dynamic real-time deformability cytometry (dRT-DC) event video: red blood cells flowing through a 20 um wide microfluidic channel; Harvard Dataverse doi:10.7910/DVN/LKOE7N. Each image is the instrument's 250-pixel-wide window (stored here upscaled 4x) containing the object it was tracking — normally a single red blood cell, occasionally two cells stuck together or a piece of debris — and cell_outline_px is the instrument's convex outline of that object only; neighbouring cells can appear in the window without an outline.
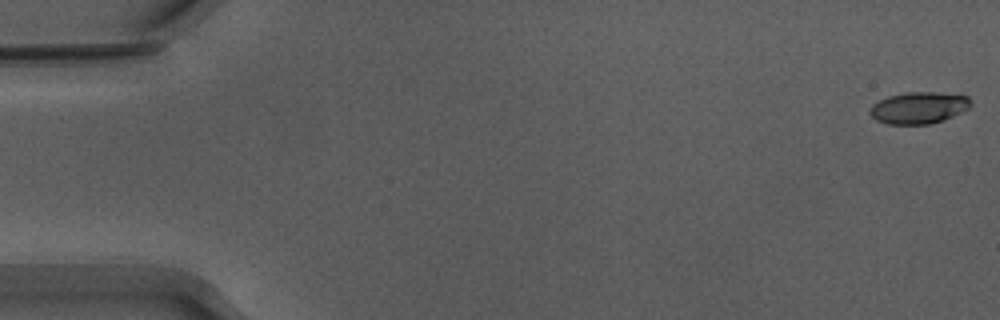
{"species": "Egyptian fruit bat (a non-hibernating species)", "species_latin": "Rousettus aegyptiacus", "temperature_condition": "warm", "stored_images_in_passage": 13, "camera_frame_rate_fps": 3000, "um_per_image_px": 0.085, "animal": {"sex": "male"}, "frame": {"image": 1, "passage_image": 1, "time_ms": 0.0, "image_size_px": [1000, 320], "cell_outline_px": [[972, 104], [968, 108], [952, 116], [928, 124], [888, 124], [876, 120], [868, 112], [868, 108], [872, 104], [888, 96], [904, 92], [936, 92], [968, 96]], "centroid_in_image_um": [78.04, 9.15], "position_along_channel_um": 7.0, "area_um2": 18.55}}
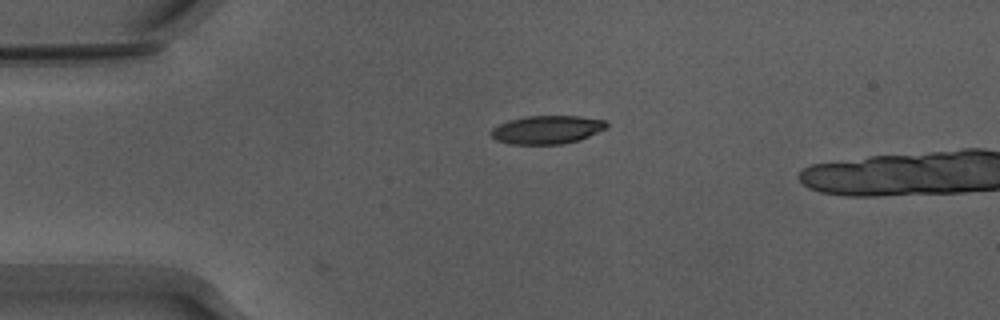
{"frame": {"image": 2, "passage_image": 13, "time_ms": 4.0, "image_size_px": [1000, 320], "cell_outline_px": [[608, 124], [604, 128], [580, 140], [560, 144], [512, 144], [496, 140], [492, 136], [492, 128], [508, 120], [528, 116], [580, 116], [608, 120]], "centroid_in_image_um": [46.51, 11.01], "position_along_channel_um": 38.5, "area_um2": 18.9}}